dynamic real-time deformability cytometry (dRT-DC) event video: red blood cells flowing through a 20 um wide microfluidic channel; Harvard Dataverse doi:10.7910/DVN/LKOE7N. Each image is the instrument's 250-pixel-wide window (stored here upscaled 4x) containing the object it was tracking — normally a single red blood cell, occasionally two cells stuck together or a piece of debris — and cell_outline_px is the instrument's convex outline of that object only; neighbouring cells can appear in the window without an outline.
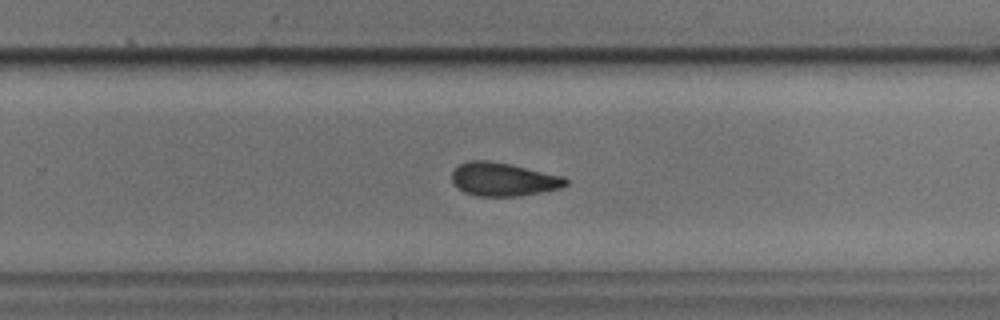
{"species": "common noctule bat (a hibernating species)", "species_latin": "Nyctalus noctula", "temperature_condition": "cold", "stored_images_in_passage": 43, "camera_frame_rate_fps": 3000, "um_per_image_px": 0.085, "animal": {"sex": "male", "body_mass_g": 17.9, "forearm_length_mm": 54.2}, "frame": {"image": 1, "passage_image": 30, "time_ms": 9.667, "image_size_px": [1000, 320], "cell_outline_px": [[568, 184], [560, 188], [520, 196], [476, 196], [464, 192], [456, 188], [452, 180], [452, 172], [460, 164], [468, 160], [488, 160], [508, 164], [564, 176], [568, 180]], "centroid_in_image_um": [42.76, 15.25], "position_along_channel_um": 287.0, "area_um2": 22.14}, "authors_computed_cell_mechanics": {"area_um2": 22.7732, "velocity_mm_per_s": 3.8019, "shape_relaxation_time_tau1_ms": 3.929, "shape_relaxation_time_tau2_ms": 4.0699, "deformation_change_tau1": 0.1225, "deformation_change_tau2": 0.1192}}